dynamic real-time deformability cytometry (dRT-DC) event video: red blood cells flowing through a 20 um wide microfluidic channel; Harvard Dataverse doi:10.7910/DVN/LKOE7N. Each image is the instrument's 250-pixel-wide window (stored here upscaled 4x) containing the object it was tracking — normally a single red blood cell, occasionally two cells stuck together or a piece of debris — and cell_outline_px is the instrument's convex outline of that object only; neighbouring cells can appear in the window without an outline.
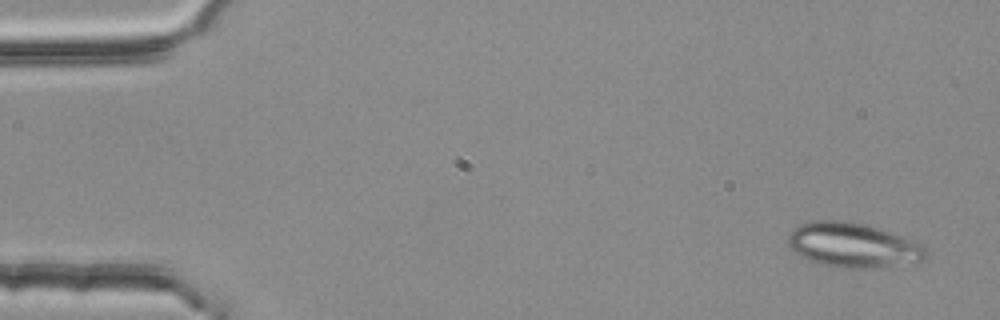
{"species": "common noctule bat (a hibernating species)", "species_latin": "Nyctalus noctula", "temperature_condition": "room temperature", "stored_images_in_passage": 5, "camera_frame_rate_fps": 3000, "um_per_image_px": 0.085, "animal": {"sex": "female", "body_mass_g": 25.1}, "frame": {"image": 1, "passage_image": 1, "time_ms": 0.0, "image_size_px": [1000, 320], "cell_outline_px": [[928, 256], [920, 260], [888, 264], [824, 264], [808, 260], [796, 252], [788, 244], [788, 236], [796, 228], [812, 220], [840, 220], [864, 224], [880, 228], [924, 244], [928, 252]], "centroid_in_image_um": [72.5, 20.74], "position_along_channel_um": 12.5, "area_um2": 33.76}}